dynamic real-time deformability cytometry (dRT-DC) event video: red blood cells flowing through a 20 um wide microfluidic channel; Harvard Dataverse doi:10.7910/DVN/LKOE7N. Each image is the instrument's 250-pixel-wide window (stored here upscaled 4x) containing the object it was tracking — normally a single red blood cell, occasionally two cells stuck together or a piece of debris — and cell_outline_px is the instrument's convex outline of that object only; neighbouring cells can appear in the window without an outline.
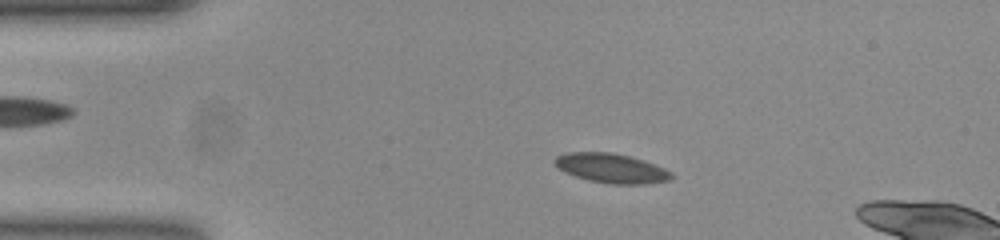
{"species": "common noctule bat (a hibernating species)", "species_latin": "Nyctalus noctula", "temperature_condition": "room temperature", "stored_images_in_passage": 16, "camera_frame_rate_fps": 3000, "um_per_image_px": 0.085, "animal": {"sex": "female", "body_mass_g": 23.0, "forearm_length_mm": 53.4}, "frame": {"image": 1, "passage_image": 10, "time_ms": 3.0, "image_size_px": [1000, 240], "cell_outline_px": [[672, 176], [668, 180], [644, 184], [612, 184], [588, 180], [564, 172], [552, 160], [556, 156], [568, 152], [608, 152], [628, 156], [644, 160], [664, 168], [672, 172]], "centroid_in_image_um": [51.95, 14.29], "position_along_channel_um": 33.1, "area_um2": 19.83}}